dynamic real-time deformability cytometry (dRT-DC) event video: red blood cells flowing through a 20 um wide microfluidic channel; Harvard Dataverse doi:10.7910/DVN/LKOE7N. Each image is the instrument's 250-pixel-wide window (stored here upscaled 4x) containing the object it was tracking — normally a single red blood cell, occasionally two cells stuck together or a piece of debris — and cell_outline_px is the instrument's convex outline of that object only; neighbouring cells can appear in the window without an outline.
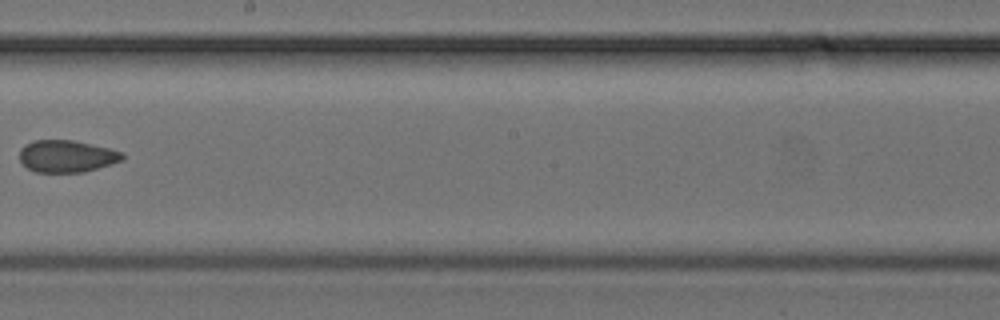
{"species": "common noctule bat (a hibernating species)", "species_latin": "Nyctalus noctula", "temperature_condition": "cold", "stored_images_in_passage": 31, "segment_of_instrument_passage": [2, 2], "camera_frame_rate_fps": 3000, "um_per_image_px": 0.085, "animal": {"sex": "female", "body_mass_g": 24.6, "forearm_length_mm": 56.2}, "frame": {"image": 1, "passage_image": 18, "time_ms": 5.667, "image_size_px": [1000, 320], "cell_outline_px": [[124, 160], [112, 164], [84, 172], [36, 172], [28, 168], [20, 160], [20, 148], [24, 144], [32, 140], [72, 140], [108, 148], [120, 152], [124, 156]], "centroid_in_image_um": [5.65, 13.28], "position_along_channel_um": 242.5, "area_um2": 19.19}}